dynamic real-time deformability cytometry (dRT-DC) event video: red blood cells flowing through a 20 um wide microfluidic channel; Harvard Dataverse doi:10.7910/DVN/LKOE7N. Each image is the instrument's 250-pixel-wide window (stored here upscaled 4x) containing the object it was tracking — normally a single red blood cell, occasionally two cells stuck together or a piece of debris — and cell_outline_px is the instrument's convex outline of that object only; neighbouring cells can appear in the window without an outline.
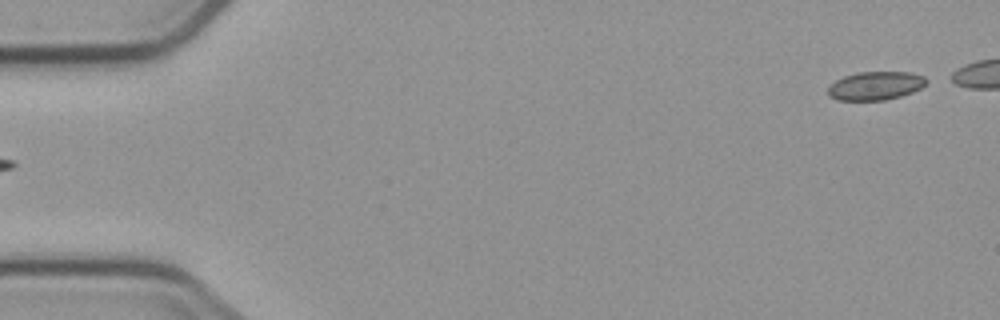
{"species": "common noctule bat (a hibernating species)", "species_latin": "Nyctalus noctula", "temperature_condition": "cold", "stored_images_in_passage": 5, "segment_of_instrument_passage": [2, 2], "camera_frame_rate_fps": 3000, "um_per_image_px": 0.085, "animal": {"sex": "male", "body_mass_g": 23.1, "forearm_length_mm": 52.7}, "frame": {"image": 1, "passage_image": 5, "time_ms": 4.667, "image_size_px": [1000, 320], "cell_outline_px": [[928, 80], [920, 88], [912, 92], [900, 96], [884, 100], [836, 100], [828, 96], [828, 88], [836, 80], [844, 76], [860, 72], [908, 72], [924, 76]], "centroid_in_image_um": [74.4, 7.29], "position_along_channel_um": 10.6, "area_um2": 16.18}}